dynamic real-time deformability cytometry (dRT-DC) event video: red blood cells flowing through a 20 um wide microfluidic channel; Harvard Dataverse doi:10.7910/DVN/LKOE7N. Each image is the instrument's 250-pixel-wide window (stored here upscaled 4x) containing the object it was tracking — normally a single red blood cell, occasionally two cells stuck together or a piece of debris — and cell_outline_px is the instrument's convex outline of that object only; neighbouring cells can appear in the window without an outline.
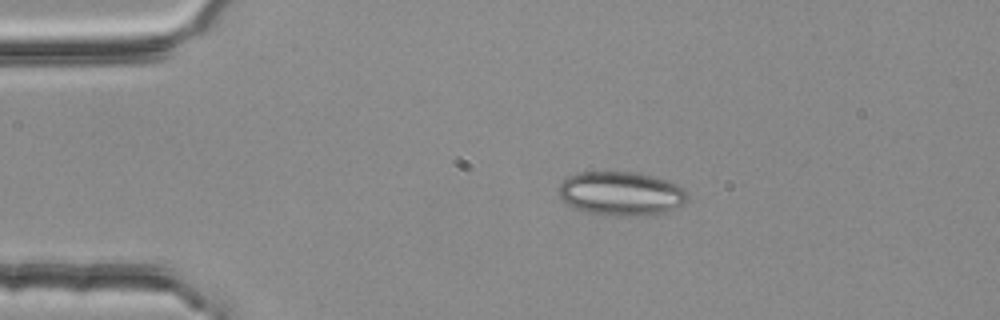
{"species": "common noctule bat (a hibernating species)", "species_latin": "Nyctalus noctula", "temperature_condition": "room temperature", "stored_images_in_passage": 3, "camera_frame_rate_fps": 3000, "um_per_image_px": 0.085, "animal": {"sex": "female", "body_mass_g": 25.1}, "frame": {"image": 1, "passage_image": 2, "time_ms": 0.333, "image_size_px": [1000, 320], "cell_outline_px": [[688, 196], [680, 204], [664, 212], [644, 216], [620, 216], [588, 212], [576, 208], [568, 204], [556, 192], [560, 184], [564, 180], [580, 172], [640, 172], [668, 180], [680, 184], [688, 192]], "centroid_in_image_um": [52.82, 16.44], "position_along_channel_um": 32.2, "area_um2": 32.89}}